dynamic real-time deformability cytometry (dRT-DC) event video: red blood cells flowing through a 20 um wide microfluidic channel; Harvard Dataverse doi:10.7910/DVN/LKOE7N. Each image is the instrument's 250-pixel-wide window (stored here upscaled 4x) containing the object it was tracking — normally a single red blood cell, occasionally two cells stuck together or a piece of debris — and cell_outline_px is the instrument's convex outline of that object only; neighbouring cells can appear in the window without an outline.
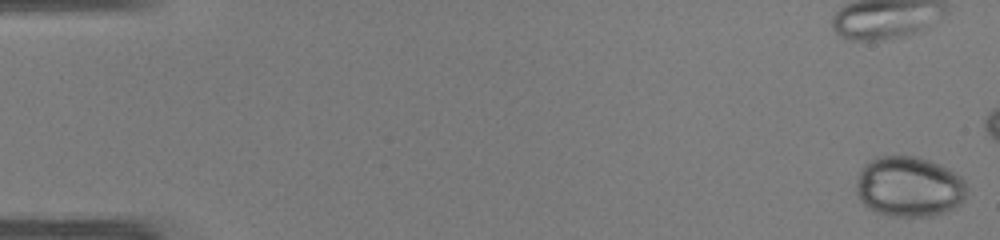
{"species": "common noctule bat (a hibernating species)", "species_latin": "Nyctalus noctula", "temperature_condition": "warm", "stored_images_in_passage": 16, "camera_frame_rate_fps": 3000, "um_per_image_px": 0.085, "animal": {"sex": "male", "body_mass_g": 19.0, "forearm_length_mm": 50.8}, "frame": {"image": 1, "passage_image": 1, "time_ms": 0.0, "image_size_px": [1000, 240], "cell_outline_px": [[964, 200], [960, 204], [944, 212], [932, 216], [892, 216], [876, 212], [868, 208], [856, 196], [856, 180], [864, 164], [876, 156], [916, 156], [940, 164], [948, 168], [960, 176], [964, 180]], "centroid_in_image_um": [77.23, 15.86], "position_along_channel_um": 7.8, "area_um2": 38.96}}